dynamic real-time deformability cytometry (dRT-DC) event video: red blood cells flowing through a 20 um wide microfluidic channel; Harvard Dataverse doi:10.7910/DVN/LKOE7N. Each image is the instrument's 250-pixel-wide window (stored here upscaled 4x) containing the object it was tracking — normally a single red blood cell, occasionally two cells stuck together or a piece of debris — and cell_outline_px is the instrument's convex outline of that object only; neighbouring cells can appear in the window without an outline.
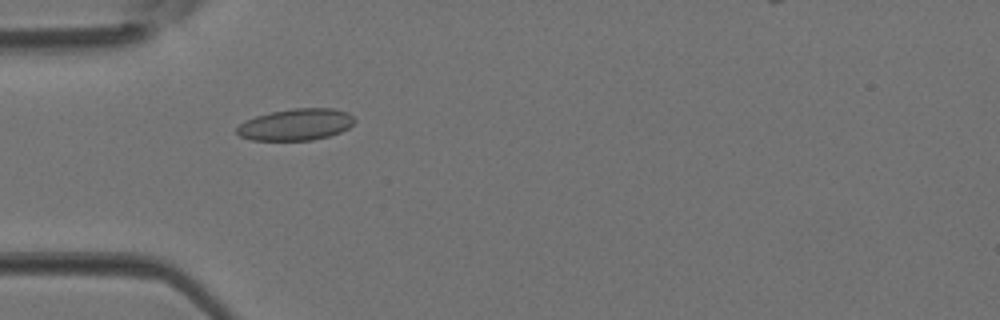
{"species": "Egyptian fruit bat (a non-hibernating species)", "species_latin": "Rousettus aegyptiacus", "temperature_condition": "room temperature", "stored_images_in_passage": 4, "camera_frame_rate_fps": 3000, "um_per_image_px": 0.085, "animal": {"sex": "female"}, "frame": {"image": 1, "passage_image": 4, "time_ms": 1.0, "image_size_px": [1000, 320], "cell_outline_px": [[356, 120], [348, 128], [340, 132], [328, 136], [312, 140], [252, 140], [240, 136], [236, 132], [236, 128], [240, 124], [256, 116], [272, 112], [292, 108], [332, 108], [348, 112]], "centroid_in_image_um": [25.17, 10.58], "position_along_channel_um": 59.8, "area_um2": 21.56}}